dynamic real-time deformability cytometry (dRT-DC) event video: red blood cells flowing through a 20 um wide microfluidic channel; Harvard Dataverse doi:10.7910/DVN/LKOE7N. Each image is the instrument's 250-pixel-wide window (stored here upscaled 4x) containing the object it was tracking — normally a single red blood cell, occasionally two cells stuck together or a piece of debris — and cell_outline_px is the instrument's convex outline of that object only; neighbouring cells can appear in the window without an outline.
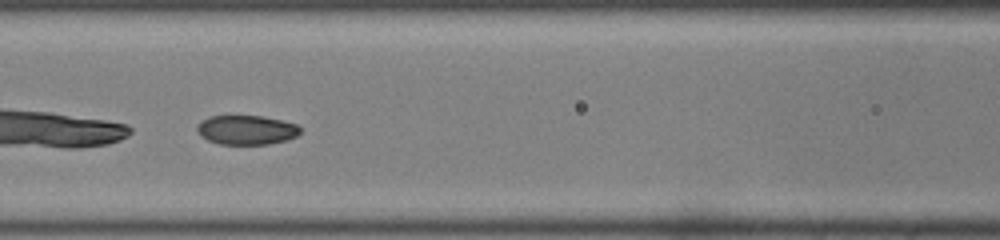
{"species": "common noctule bat (a hibernating species)", "species_latin": "Nyctalus noctula", "temperature_condition": "room temperature", "stored_images_in_passage": 49, "camera_frame_rate_fps": 3000, "um_per_image_px": 0.085, "animal": {"sex": "male", "body_mass_g": 19.0, "forearm_length_mm": 50.8}, "frame": {"image": 1, "passage_image": 22, "time_ms": 7.0, "image_size_px": [1000, 240], "cell_outline_px": [[300, 132], [296, 136], [288, 140], [268, 144], [220, 144], [208, 140], [200, 136], [196, 128], [200, 120], [208, 116], [260, 116], [280, 120], [296, 124], [300, 128]], "centroid_in_image_um": [20.92, 11.04], "position_along_channel_um": 145.7, "area_um2": 17.63}}
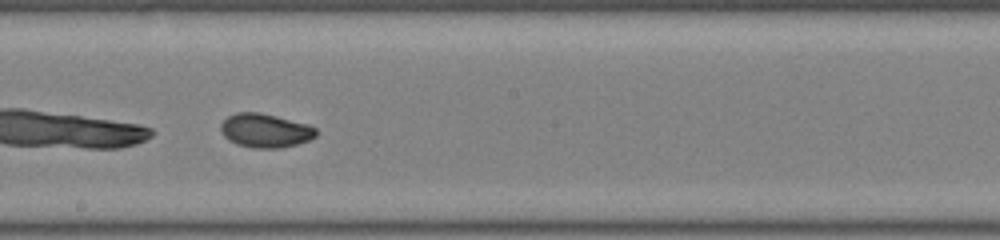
{"frame": {"image": 2, "passage_image": 28, "time_ms": 9.0, "image_size_px": [1000, 240], "cell_outline_px": [[316, 136], [308, 140], [296, 144], [280, 148], [252, 148], [236, 144], [228, 140], [224, 136], [220, 128], [220, 124], [228, 116], [236, 112], [260, 112], [308, 124], [316, 128]], "centroid_in_image_um": [22.52, 11.09], "position_along_channel_um": 225.7, "area_um2": 18.84}}
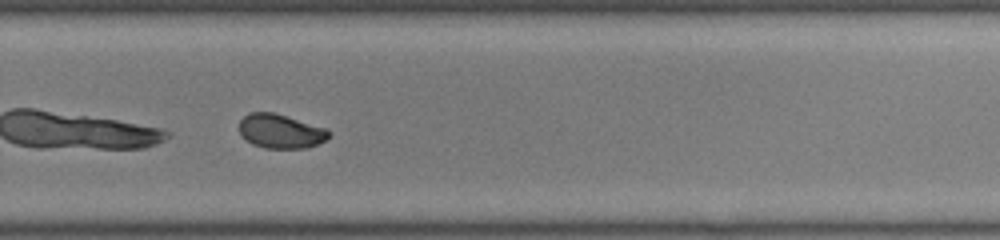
{"frame": {"image": 3, "passage_image": 34, "time_ms": 11.0, "image_size_px": [1000, 240], "cell_outline_px": [[332, 136], [308, 148], [264, 148], [252, 144], [240, 132], [240, 120], [248, 112], [272, 112], [324, 128]], "centroid_in_image_um": [23.83, 11.16], "position_along_channel_um": 306.0, "area_um2": 17.46}, "authors_computed_cell_mechanics": {"area_um2": 19.0162, "velocity_mm_per_s": 4.0237, "shape_relaxation_time_tau1_ms": 3.8815, "shape_relaxation_time_tau2_ms": 1.878, "deformation_change_tau1": 0.1252, "deformation_change_tau2": 0.0396}}